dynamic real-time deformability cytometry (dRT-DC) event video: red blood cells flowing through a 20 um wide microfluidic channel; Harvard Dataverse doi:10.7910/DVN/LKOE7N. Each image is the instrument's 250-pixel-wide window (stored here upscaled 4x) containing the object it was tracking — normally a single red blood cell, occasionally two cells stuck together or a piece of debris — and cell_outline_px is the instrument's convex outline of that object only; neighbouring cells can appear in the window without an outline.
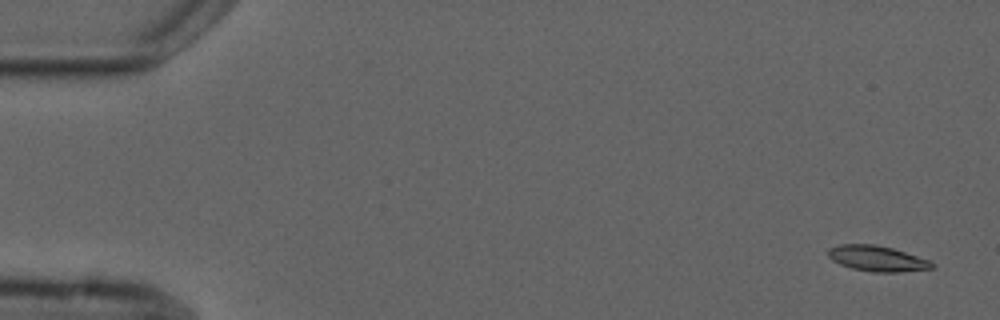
{"species": "common noctule bat (a hibernating species)", "species_latin": "Nyctalus noctula", "temperature_condition": "cold", "stored_images_in_passage": 5, "camera_frame_rate_fps": 3000, "um_per_image_px": 0.085, "animal": {"sex": "male", "forearm_length_mm": 52.5}, "frame": {"image": 1, "passage_image": 1, "time_ms": 0.0, "image_size_px": [1000, 320], "cell_outline_px": [[936, 268], [900, 272], [872, 272], [852, 268], [840, 264], [832, 260], [828, 256], [828, 248], [840, 244], [876, 244], [892, 248], [932, 260], [936, 264]], "centroid_in_image_um": [74.61, 21.97], "position_along_channel_um": 10.4, "area_um2": 15.72}}
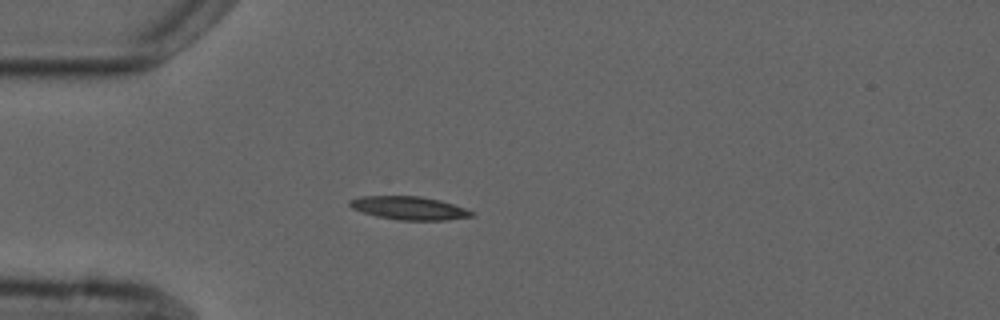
{"frame": {"image": 2, "passage_image": 4, "time_ms": 4.333, "image_size_px": [1000, 320], "cell_outline_px": [[476, 216], [448, 220], [400, 220], [376, 216], [352, 208], [348, 204], [348, 200], [360, 196], [420, 196], [440, 200], [476, 212]], "centroid_in_image_um": [34.8, 17.68], "position_along_channel_um": 50.2, "area_um2": 16.59}}